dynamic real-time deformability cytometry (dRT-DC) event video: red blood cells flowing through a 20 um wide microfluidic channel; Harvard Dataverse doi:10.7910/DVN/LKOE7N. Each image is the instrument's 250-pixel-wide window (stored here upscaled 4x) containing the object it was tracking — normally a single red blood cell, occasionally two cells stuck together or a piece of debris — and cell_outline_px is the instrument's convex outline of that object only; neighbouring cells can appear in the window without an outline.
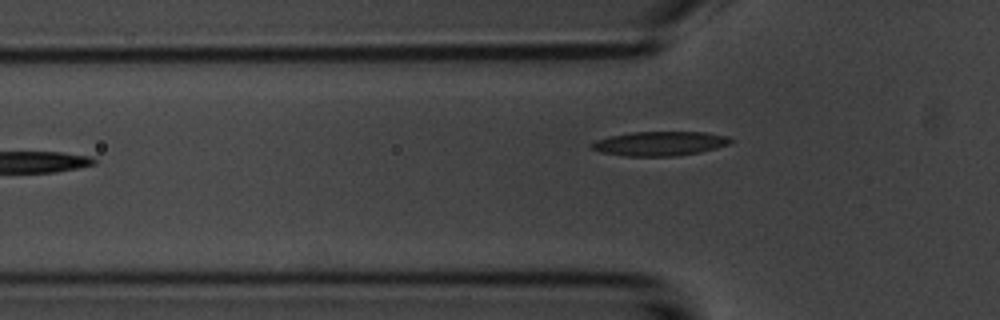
{"species": "common noctule bat (a hibernating species)", "species_latin": "Nyctalus noctula", "temperature_condition": "room temperature", "stored_images_in_passage": 2, "camera_frame_rate_fps": 3000, "um_per_image_px": 0.085, "animal": {"sex": "male", "body_mass_g": 20.1, "forearm_length_mm": 53.5}, "frame": {"image": 1, "passage_image": 2, "time_ms": 1.333, "image_size_px": [1000, 320], "cell_outline_px": [[732, 144], [700, 152], [676, 156], [624, 156], [600, 152], [592, 148], [588, 144], [596, 140], [608, 136], [632, 132], [704, 132], [728, 136], [732, 140]], "centroid_in_image_um": [56.07, 12.2], "position_along_channel_um": 69.7, "area_um2": 19.83}}